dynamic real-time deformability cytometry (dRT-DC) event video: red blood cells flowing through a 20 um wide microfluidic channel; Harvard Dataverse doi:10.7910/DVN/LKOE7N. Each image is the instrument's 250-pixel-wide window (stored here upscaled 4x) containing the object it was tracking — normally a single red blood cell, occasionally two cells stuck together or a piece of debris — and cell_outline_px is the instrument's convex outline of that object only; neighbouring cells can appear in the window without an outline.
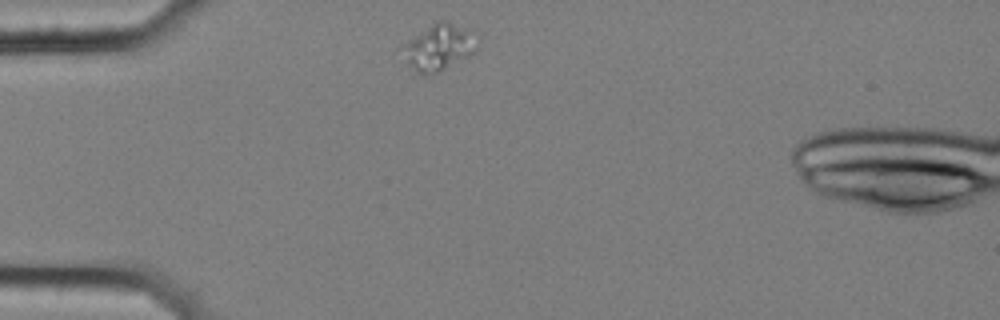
{"species": "common noctule bat (a hibernating species)", "species_latin": "Nyctalus noctula", "temperature_condition": "cold", "stored_images_in_passage": 43, "camera_frame_rate_fps": 3000, "um_per_image_px": 0.085, "animal": {"sex": "female", "body_mass_g": 25.1}, "frame": {"image": 1, "passage_image": 1, "time_ms": 0.0, "image_size_px": [1000, 320], "cell_outline_px": [[480, 48], [476, 52], [440, 72], [424, 76], [416, 72], [408, 64], [400, 48], [408, 40], [436, 20], [448, 20], [480, 32]], "centroid_in_image_um": [37.42, 3.98], "position_along_channel_um": 47.6, "area_um2": 21.21}}
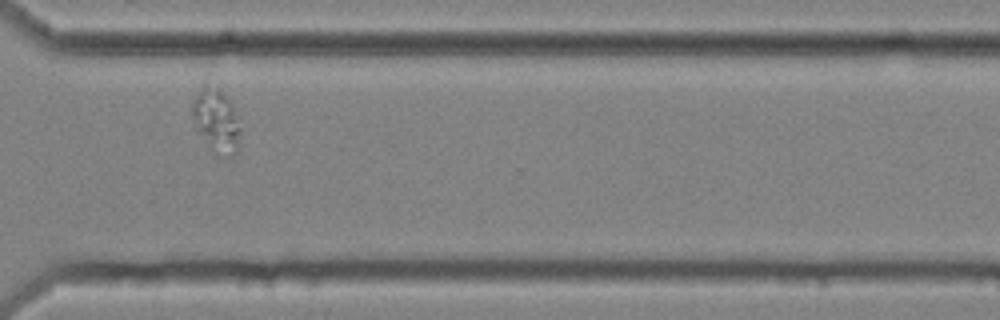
{"frame": {"image": 2, "passage_image": 30, "time_ms": 9.667, "image_size_px": [1000, 320], "cell_outline_px": [[240, 132], [236, 148], [208, 148], [196, 132], [192, 116], [192, 100], [204, 84], [220, 88], [232, 104], [240, 128]], "centroid_in_image_um": [18.29, 10.07], "position_along_channel_um": 352.3, "area_um2": 16.76}}
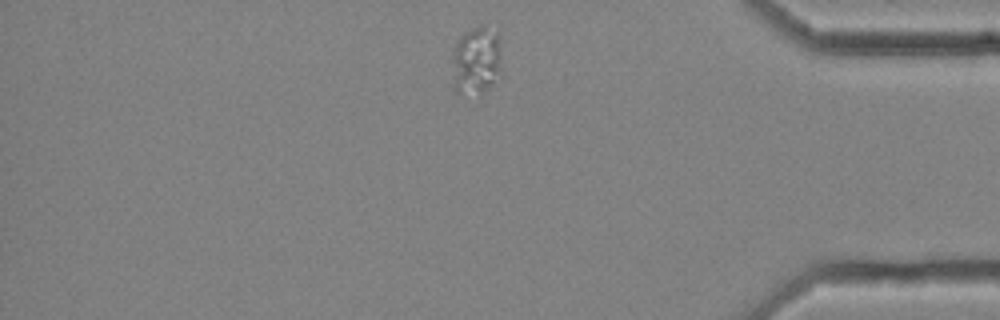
{"frame": {"image": 3, "passage_image": 36, "time_ms": 11.667, "image_size_px": [1000, 320], "cell_outline_px": [[500, 60], [496, 72], [492, 80], [480, 92], [456, 92], [452, 56], [456, 40], [464, 32], [480, 24], [484, 24], [500, 32]], "centroid_in_image_um": [40.47, 4.97], "position_along_channel_um": 394.7, "area_um2": 19.02}}